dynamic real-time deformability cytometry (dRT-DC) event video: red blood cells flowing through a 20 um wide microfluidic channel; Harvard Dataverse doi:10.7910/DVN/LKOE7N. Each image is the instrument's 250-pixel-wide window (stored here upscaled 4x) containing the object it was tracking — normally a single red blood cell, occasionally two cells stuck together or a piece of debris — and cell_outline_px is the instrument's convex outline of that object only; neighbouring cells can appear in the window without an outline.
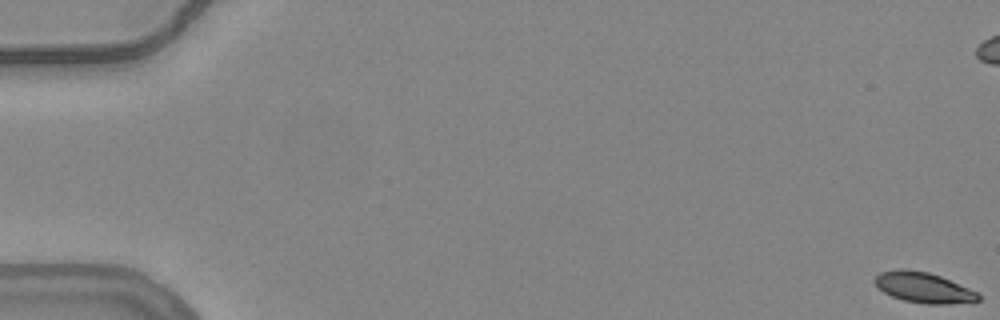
{"species": "common noctule bat (a hibernating species)", "species_latin": "Nyctalus noctula", "temperature_condition": "warm", "stored_images_in_passage": 57, "camera_frame_rate_fps": 3000, "um_per_image_px": 0.085, "animal": {"sex": "female", "body_mass_g": 24.6, "forearm_length_mm": 56.2}, "frame": {"image": 1, "passage_image": 1, "time_ms": 0.0, "image_size_px": [1000, 320], "cell_outline_px": [[980, 300], [948, 304], [928, 304], [904, 300], [892, 296], [884, 292], [872, 280], [880, 272], [900, 268], [904, 268], [928, 272], [940, 276], [980, 292]], "centroid_in_image_um": [78.51, 24.43], "position_along_channel_um": 6.5, "area_um2": 18.38}}
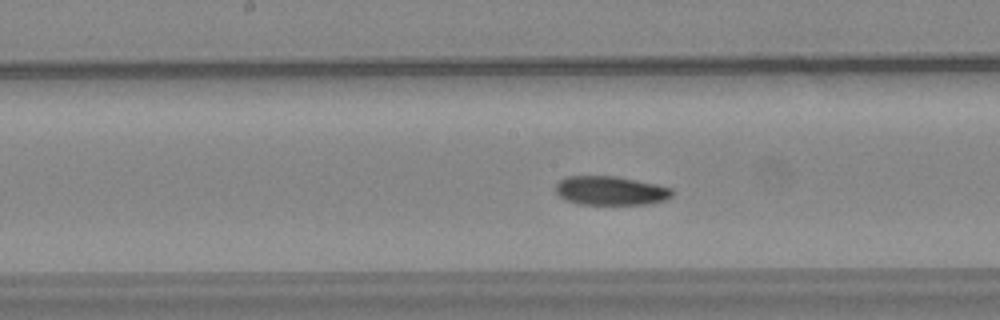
{"frame": {"image": 2, "passage_image": 30, "time_ms": 9.667, "image_size_px": [1000, 320], "cell_outline_px": [[676, 192], [672, 196], [664, 200], [648, 204], [576, 204], [564, 200], [556, 192], [556, 184], [560, 180], [568, 176], [616, 176], [656, 184], [672, 188]], "centroid_in_image_um": [51.91, 16.21], "position_along_channel_um": 196.3, "area_um2": 19.77}}
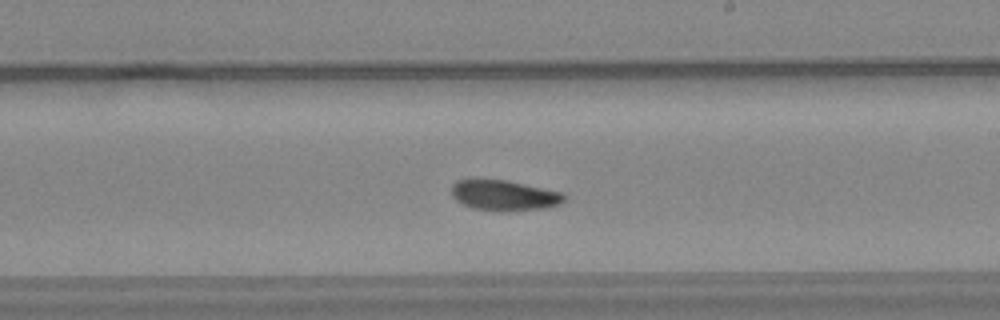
{"frame": {"image": 3, "passage_image": 34, "time_ms": 11.0, "image_size_px": [1000, 320], "cell_outline_px": [[568, 196], [560, 204], [544, 208], [500, 212], [472, 208], [456, 200], [452, 196], [452, 184], [456, 180], [472, 176], [508, 180], [564, 192]], "centroid_in_image_um": [42.82, 16.56], "position_along_channel_um": 246.2, "area_um2": 20.92}, "authors_computed_cell_mechanics": {"area_um2": 19.7676, "velocity_mm_per_s": 3.7561, "shape_relaxation_time_tau1_ms": 7.1032, "shape_relaxation_time_tau2_ms": 6.3769, "deformation_change_tau1": 0.1724, "deformation_change_tau2": 0.1117}}